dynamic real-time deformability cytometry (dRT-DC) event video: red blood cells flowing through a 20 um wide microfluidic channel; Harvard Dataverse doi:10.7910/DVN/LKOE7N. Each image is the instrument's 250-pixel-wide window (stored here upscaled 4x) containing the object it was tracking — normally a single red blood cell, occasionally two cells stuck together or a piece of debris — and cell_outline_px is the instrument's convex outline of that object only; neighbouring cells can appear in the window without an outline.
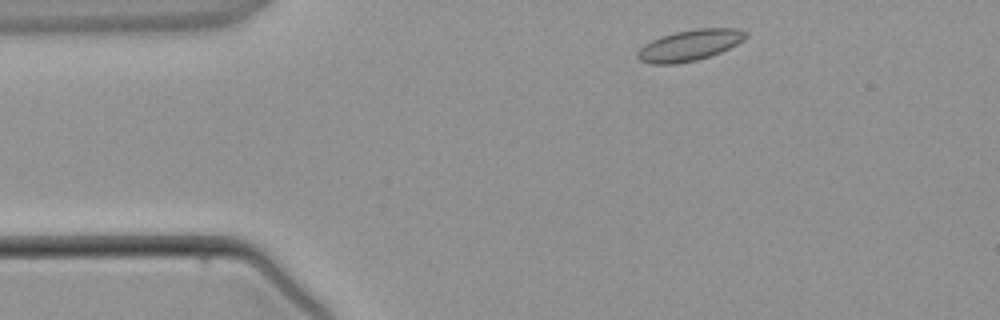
{"species": "common noctule bat (a hibernating species)", "species_latin": "Nyctalus noctula", "temperature_condition": "warm", "stored_images_in_passage": 3, "camera_frame_rate_fps": 3000, "um_per_image_px": 0.085, "animal": {"sex": "male", "body_mass_g": 21.5, "forearm_length_mm": 52.0}, "frame": {"image": 1, "passage_image": 1, "time_ms": 0.0, "image_size_px": [1000, 320], "cell_outline_px": [[748, 36], [744, 40], [720, 52], [696, 60], [676, 64], [652, 64], [640, 60], [636, 56], [636, 52], [644, 44], [660, 36], [676, 32], [696, 28], [736, 28], [748, 32]], "centroid_in_image_um": [58.61, 3.84], "position_along_channel_um": 26.4, "area_um2": 19.54}}